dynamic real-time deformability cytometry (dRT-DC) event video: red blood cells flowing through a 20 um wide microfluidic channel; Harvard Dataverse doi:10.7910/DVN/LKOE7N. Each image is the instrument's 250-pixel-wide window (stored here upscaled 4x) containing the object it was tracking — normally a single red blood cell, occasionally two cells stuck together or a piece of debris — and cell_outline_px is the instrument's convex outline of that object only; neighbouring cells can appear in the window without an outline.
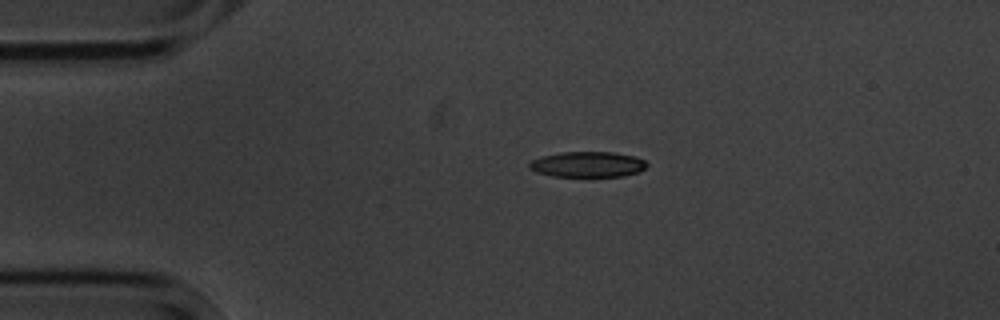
{"species": "common noctule bat (a hibernating species)", "species_latin": "Nyctalus noctula", "temperature_condition": "cold", "stored_images_in_passage": 2, "camera_frame_rate_fps": 3000, "um_per_image_px": 0.085, "animal": {"sex": "male", "body_mass_g": 20.1, "forearm_length_mm": 53.5}, "frame": {"image": 1, "passage_image": 1, "time_ms": 0.0, "image_size_px": [1000, 320], "cell_outline_px": [[648, 164], [640, 172], [624, 176], [552, 176], [536, 172], [528, 168], [528, 164], [532, 160], [540, 156], [560, 152], [612, 152], [636, 156], [644, 160]], "centroid_in_image_um": [49.94, 13.97], "position_along_channel_um": 35.1, "area_um2": 17.63}}